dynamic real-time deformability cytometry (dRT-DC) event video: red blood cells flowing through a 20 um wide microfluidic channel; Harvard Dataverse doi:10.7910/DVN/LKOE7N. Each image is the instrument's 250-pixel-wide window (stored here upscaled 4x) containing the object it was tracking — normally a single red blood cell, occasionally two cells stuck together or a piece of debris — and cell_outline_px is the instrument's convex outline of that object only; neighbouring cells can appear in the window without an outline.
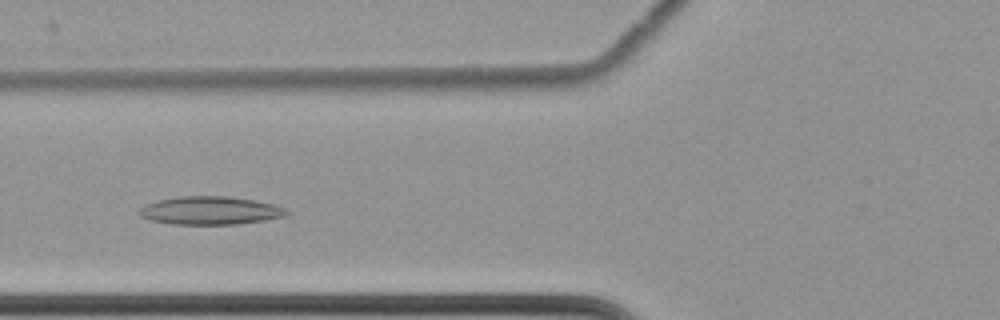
{"species": "common noctule bat (a hibernating species)", "species_latin": "Nyctalus noctula", "temperature_condition": "cold", "stored_images_in_passage": 57, "camera_frame_rate_fps": 3000, "um_per_image_px": 0.085, "animal": {"sex": "female", "body_mass_g": 22.7, "forearm_length_mm": 54.2}, "frame": {"image": 1, "passage_image": 21, "time_ms": 6.667, "image_size_px": [1000, 320], "cell_outline_px": [[292, 212], [284, 216], [264, 220], [236, 224], [172, 224], [152, 220], [140, 216], [136, 212], [144, 204], [156, 200], [180, 196], [228, 196], [256, 200], [272, 204], [284, 208]], "centroid_in_image_um": [17.84, 17.88], "position_along_channel_um": 108.0, "area_um2": 24.28}}
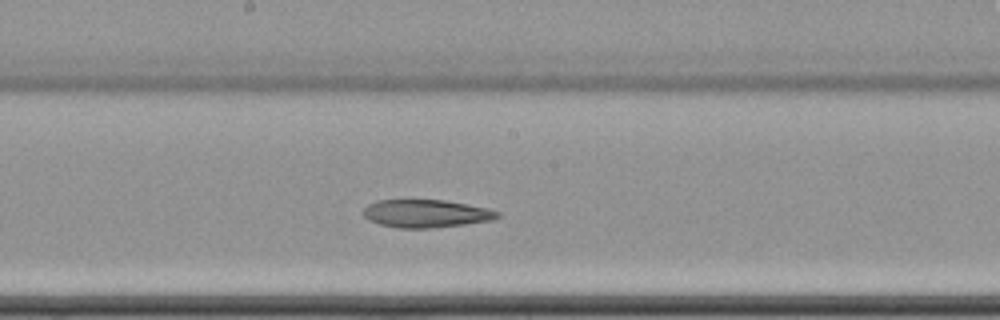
{"frame": {"image": 2, "passage_image": 30, "time_ms": 9.667, "image_size_px": [1000, 320], "cell_outline_px": [[500, 216], [492, 220], [464, 224], [432, 228], [400, 228], [380, 224], [368, 220], [364, 216], [364, 208], [368, 204], [376, 200], [444, 200], [488, 208], [500, 212]], "centroid_in_image_um": [36.21, 18.15], "position_along_channel_um": 212.0, "area_um2": 21.73}}
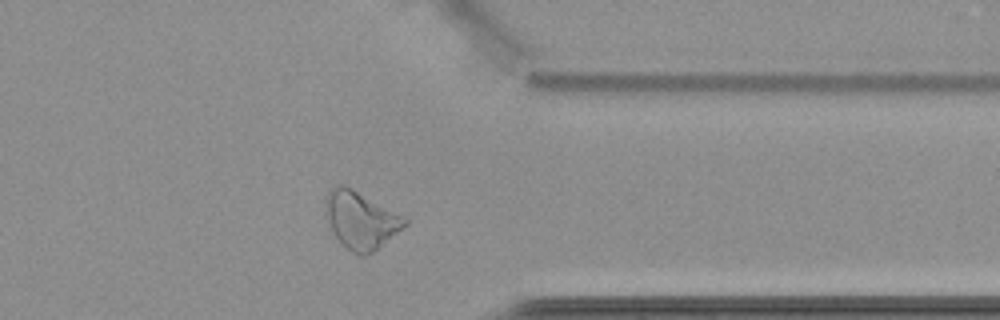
{"frame": {"image": 3, "passage_image": 45, "time_ms": 14.667, "image_size_px": [1000, 320], "cell_outline_px": [[408, 224], [372, 252], [364, 256], [360, 256], [352, 252], [332, 232], [324, 216], [324, 196], [336, 184], [340, 184], [352, 188], [408, 220]], "centroid_in_image_um": [30.59, 18.69], "position_along_channel_um": 380.8, "area_um2": 26.13}}